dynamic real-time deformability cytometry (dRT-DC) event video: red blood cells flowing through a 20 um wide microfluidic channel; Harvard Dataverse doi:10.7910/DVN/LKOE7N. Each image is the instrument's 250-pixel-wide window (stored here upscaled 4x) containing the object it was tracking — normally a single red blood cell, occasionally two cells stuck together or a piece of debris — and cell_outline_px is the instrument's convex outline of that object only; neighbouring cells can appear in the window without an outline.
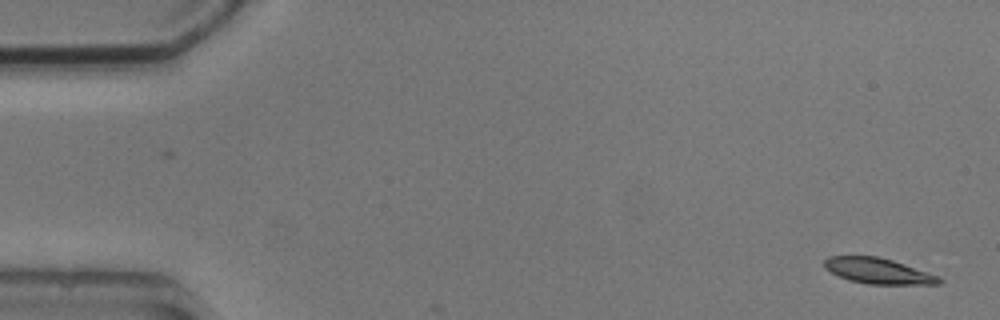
{"species": "common noctule bat (a hibernating species)", "species_latin": "Nyctalus noctula", "temperature_condition": "cold", "stored_images_in_passage": 6, "camera_frame_rate_fps": 3000, "um_per_image_px": 0.085, "animal": {"sex": "male", "body_mass_g": 20.5, "forearm_length_mm": 52.5}, "frame": {"image": 1, "passage_image": 1, "time_ms": 0.0, "image_size_px": [1000, 320], "cell_outline_px": [[944, 280], [940, 284], [868, 284], [848, 280], [824, 268], [824, 260], [828, 256], [876, 256], [892, 260], [940, 276]], "centroid_in_image_um": [74.66, 23.03], "position_along_channel_um": 10.3, "area_um2": 17.11}}